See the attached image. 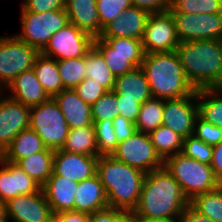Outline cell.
Here are the masks:
<instances>
[{
    "label": "cell",
    "instance_id": "cell-1",
    "mask_svg": "<svg viewBox=\"0 0 222 222\" xmlns=\"http://www.w3.org/2000/svg\"><path fill=\"white\" fill-rule=\"evenodd\" d=\"M189 205L179 183L165 167L145 175L132 218L151 222L177 221Z\"/></svg>",
    "mask_w": 222,
    "mask_h": 222
},
{
    "label": "cell",
    "instance_id": "cell-2",
    "mask_svg": "<svg viewBox=\"0 0 222 222\" xmlns=\"http://www.w3.org/2000/svg\"><path fill=\"white\" fill-rule=\"evenodd\" d=\"M175 51L195 90L222 88L221 39L180 42Z\"/></svg>",
    "mask_w": 222,
    "mask_h": 222
},
{
    "label": "cell",
    "instance_id": "cell-3",
    "mask_svg": "<svg viewBox=\"0 0 222 222\" xmlns=\"http://www.w3.org/2000/svg\"><path fill=\"white\" fill-rule=\"evenodd\" d=\"M96 174L103 184L108 207L129 212L136 208L146 173L105 155L98 157Z\"/></svg>",
    "mask_w": 222,
    "mask_h": 222
},
{
    "label": "cell",
    "instance_id": "cell-4",
    "mask_svg": "<svg viewBox=\"0 0 222 222\" xmlns=\"http://www.w3.org/2000/svg\"><path fill=\"white\" fill-rule=\"evenodd\" d=\"M141 68L153 98L177 99L196 91L186 78L176 51L145 54Z\"/></svg>",
    "mask_w": 222,
    "mask_h": 222
},
{
    "label": "cell",
    "instance_id": "cell-5",
    "mask_svg": "<svg viewBox=\"0 0 222 222\" xmlns=\"http://www.w3.org/2000/svg\"><path fill=\"white\" fill-rule=\"evenodd\" d=\"M164 167L179 183L189 201L195 196L204 194L221 185L210 165L190 158L182 152L168 157L164 161Z\"/></svg>",
    "mask_w": 222,
    "mask_h": 222
},
{
    "label": "cell",
    "instance_id": "cell-6",
    "mask_svg": "<svg viewBox=\"0 0 222 222\" xmlns=\"http://www.w3.org/2000/svg\"><path fill=\"white\" fill-rule=\"evenodd\" d=\"M93 46L104 57L115 77L141 67L145 55L142 40L133 38L97 37Z\"/></svg>",
    "mask_w": 222,
    "mask_h": 222
},
{
    "label": "cell",
    "instance_id": "cell-7",
    "mask_svg": "<svg viewBox=\"0 0 222 222\" xmlns=\"http://www.w3.org/2000/svg\"><path fill=\"white\" fill-rule=\"evenodd\" d=\"M29 128L52 150L62 149L69 131L66 119L53 98L30 107Z\"/></svg>",
    "mask_w": 222,
    "mask_h": 222
},
{
    "label": "cell",
    "instance_id": "cell-8",
    "mask_svg": "<svg viewBox=\"0 0 222 222\" xmlns=\"http://www.w3.org/2000/svg\"><path fill=\"white\" fill-rule=\"evenodd\" d=\"M20 14L22 31L15 35L40 52L48 44L53 34L69 23L65 9L34 13L26 11L21 6Z\"/></svg>",
    "mask_w": 222,
    "mask_h": 222
},
{
    "label": "cell",
    "instance_id": "cell-9",
    "mask_svg": "<svg viewBox=\"0 0 222 222\" xmlns=\"http://www.w3.org/2000/svg\"><path fill=\"white\" fill-rule=\"evenodd\" d=\"M40 51L13 36L0 37V92L23 71L32 69Z\"/></svg>",
    "mask_w": 222,
    "mask_h": 222
},
{
    "label": "cell",
    "instance_id": "cell-10",
    "mask_svg": "<svg viewBox=\"0 0 222 222\" xmlns=\"http://www.w3.org/2000/svg\"><path fill=\"white\" fill-rule=\"evenodd\" d=\"M112 156L146 174L164 167V161L157 154L149 134L143 132L137 131L118 143Z\"/></svg>",
    "mask_w": 222,
    "mask_h": 222
},
{
    "label": "cell",
    "instance_id": "cell-11",
    "mask_svg": "<svg viewBox=\"0 0 222 222\" xmlns=\"http://www.w3.org/2000/svg\"><path fill=\"white\" fill-rule=\"evenodd\" d=\"M171 13L179 42L222 38V13Z\"/></svg>",
    "mask_w": 222,
    "mask_h": 222
},
{
    "label": "cell",
    "instance_id": "cell-12",
    "mask_svg": "<svg viewBox=\"0 0 222 222\" xmlns=\"http://www.w3.org/2000/svg\"><path fill=\"white\" fill-rule=\"evenodd\" d=\"M93 41L92 36L68 23L53 34L41 53L55 60L83 57L93 47Z\"/></svg>",
    "mask_w": 222,
    "mask_h": 222
},
{
    "label": "cell",
    "instance_id": "cell-13",
    "mask_svg": "<svg viewBox=\"0 0 222 222\" xmlns=\"http://www.w3.org/2000/svg\"><path fill=\"white\" fill-rule=\"evenodd\" d=\"M172 13H151L148 17L142 46L145 54L175 51L179 46Z\"/></svg>",
    "mask_w": 222,
    "mask_h": 222
},
{
    "label": "cell",
    "instance_id": "cell-14",
    "mask_svg": "<svg viewBox=\"0 0 222 222\" xmlns=\"http://www.w3.org/2000/svg\"><path fill=\"white\" fill-rule=\"evenodd\" d=\"M199 108L196 91L191 96L166 99L162 125L169 127L184 139L194 135V127Z\"/></svg>",
    "mask_w": 222,
    "mask_h": 222
},
{
    "label": "cell",
    "instance_id": "cell-15",
    "mask_svg": "<svg viewBox=\"0 0 222 222\" xmlns=\"http://www.w3.org/2000/svg\"><path fill=\"white\" fill-rule=\"evenodd\" d=\"M7 219L13 222H52L53 212L42 188L5 202Z\"/></svg>",
    "mask_w": 222,
    "mask_h": 222
},
{
    "label": "cell",
    "instance_id": "cell-16",
    "mask_svg": "<svg viewBox=\"0 0 222 222\" xmlns=\"http://www.w3.org/2000/svg\"><path fill=\"white\" fill-rule=\"evenodd\" d=\"M2 93L0 92V152L3 153L17 134L29 128L30 107Z\"/></svg>",
    "mask_w": 222,
    "mask_h": 222
},
{
    "label": "cell",
    "instance_id": "cell-17",
    "mask_svg": "<svg viewBox=\"0 0 222 222\" xmlns=\"http://www.w3.org/2000/svg\"><path fill=\"white\" fill-rule=\"evenodd\" d=\"M41 186L25 173L18 164L0 160V200L4 203L18 195L38 192Z\"/></svg>",
    "mask_w": 222,
    "mask_h": 222
},
{
    "label": "cell",
    "instance_id": "cell-18",
    "mask_svg": "<svg viewBox=\"0 0 222 222\" xmlns=\"http://www.w3.org/2000/svg\"><path fill=\"white\" fill-rule=\"evenodd\" d=\"M98 157L54 150L53 174L81 182L96 174Z\"/></svg>",
    "mask_w": 222,
    "mask_h": 222
},
{
    "label": "cell",
    "instance_id": "cell-19",
    "mask_svg": "<svg viewBox=\"0 0 222 222\" xmlns=\"http://www.w3.org/2000/svg\"><path fill=\"white\" fill-rule=\"evenodd\" d=\"M150 13L132 6L103 27L100 37L142 40Z\"/></svg>",
    "mask_w": 222,
    "mask_h": 222
},
{
    "label": "cell",
    "instance_id": "cell-20",
    "mask_svg": "<svg viewBox=\"0 0 222 222\" xmlns=\"http://www.w3.org/2000/svg\"><path fill=\"white\" fill-rule=\"evenodd\" d=\"M64 9L69 23L93 38L100 37L103 27L100 24L96 0H65Z\"/></svg>",
    "mask_w": 222,
    "mask_h": 222
},
{
    "label": "cell",
    "instance_id": "cell-21",
    "mask_svg": "<svg viewBox=\"0 0 222 222\" xmlns=\"http://www.w3.org/2000/svg\"><path fill=\"white\" fill-rule=\"evenodd\" d=\"M78 182L52 173L41 187L53 214L74 211V200Z\"/></svg>",
    "mask_w": 222,
    "mask_h": 222
},
{
    "label": "cell",
    "instance_id": "cell-22",
    "mask_svg": "<svg viewBox=\"0 0 222 222\" xmlns=\"http://www.w3.org/2000/svg\"><path fill=\"white\" fill-rule=\"evenodd\" d=\"M53 99L63 113L69 129L82 128L93 124L91 105L85 103L74 89H64Z\"/></svg>",
    "mask_w": 222,
    "mask_h": 222
},
{
    "label": "cell",
    "instance_id": "cell-23",
    "mask_svg": "<svg viewBox=\"0 0 222 222\" xmlns=\"http://www.w3.org/2000/svg\"><path fill=\"white\" fill-rule=\"evenodd\" d=\"M8 89L12 92L7 95L9 98L29 107L39 105L50 98L37 80L33 69L20 73L6 88V91Z\"/></svg>",
    "mask_w": 222,
    "mask_h": 222
},
{
    "label": "cell",
    "instance_id": "cell-24",
    "mask_svg": "<svg viewBox=\"0 0 222 222\" xmlns=\"http://www.w3.org/2000/svg\"><path fill=\"white\" fill-rule=\"evenodd\" d=\"M107 207V196L97 174L78 182L74 200V211L91 214Z\"/></svg>",
    "mask_w": 222,
    "mask_h": 222
},
{
    "label": "cell",
    "instance_id": "cell-25",
    "mask_svg": "<svg viewBox=\"0 0 222 222\" xmlns=\"http://www.w3.org/2000/svg\"><path fill=\"white\" fill-rule=\"evenodd\" d=\"M113 91L117 99H136L141 105L152 98L146 75L141 67L116 77Z\"/></svg>",
    "mask_w": 222,
    "mask_h": 222
},
{
    "label": "cell",
    "instance_id": "cell-26",
    "mask_svg": "<svg viewBox=\"0 0 222 222\" xmlns=\"http://www.w3.org/2000/svg\"><path fill=\"white\" fill-rule=\"evenodd\" d=\"M47 147L39 135L32 129L22 130L15 136L12 143L4 150L2 157L9 162L17 163L29 155L44 151Z\"/></svg>",
    "mask_w": 222,
    "mask_h": 222
},
{
    "label": "cell",
    "instance_id": "cell-27",
    "mask_svg": "<svg viewBox=\"0 0 222 222\" xmlns=\"http://www.w3.org/2000/svg\"><path fill=\"white\" fill-rule=\"evenodd\" d=\"M54 150L46 148L20 159L16 164L41 187L53 173Z\"/></svg>",
    "mask_w": 222,
    "mask_h": 222
},
{
    "label": "cell",
    "instance_id": "cell-28",
    "mask_svg": "<svg viewBox=\"0 0 222 222\" xmlns=\"http://www.w3.org/2000/svg\"><path fill=\"white\" fill-rule=\"evenodd\" d=\"M37 80L50 98L64 90L60 79L57 60L43 55L41 52L37 56L32 67Z\"/></svg>",
    "mask_w": 222,
    "mask_h": 222
},
{
    "label": "cell",
    "instance_id": "cell-29",
    "mask_svg": "<svg viewBox=\"0 0 222 222\" xmlns=\"http://www.w3.org/2000/svg\"><path fill=\"white\" fill-rule=\"evenodd\" d=\"M199 116L205 121L222 128V88L196 90Z\"/></svg>",
    "mask_w": 222,
    "mask_h": 222
},
{
    "label": "cell",
    "instance_id": "cell-30",
    "mask_svg": "<svg viewBox=\"0 0 222 222\" xmlns=\"http://www.w3.org/2000/svg\"><path fill=\"white\" fill-rule=\"evenodd\" d=\"M62 150L88 156H100L96 144L94 124L82 128L69 129Z\"/></svg>",
    "mask_w": 222,
    "mask_h": 222
},
{
    "label": "cell",
    "instance_id": "cell-31",
    "mask_svg": "<svg viewBox=\"0 0 222 222\" xmlns=\"http://www.w3.org/2000/svg\"><path fill=\"white\" fill-rule=\"evenodd\" d=\"M86 78H90L107 91L114 89L116 77L112 74L101 53L93 46L85 56Z\"/></svg>",
    "mask_w": 222,
    "mask_h": 222
},
{
    "label": "cell",
    "instance_id": "cell-32",
    "mask_svg": "<svg viewBox=\"0 0 222 222\" xmlns=\"http://www.w3.org/2000/svg\"><path fill=\"white\" fill-rule=\"evenodd\" d=\"M149 136L157 154L163 161L174 154L182 152L184 138L167 126L160 125Z\"/></svg>",
    "mask_w": 222,
    "mask_h": 222
},
{
    "label": "cell",
    "instance_id": "cell-33",
    "mask_svg": "<svg viewBox=\"0 0 222 222\" xmlns=\"http://www.w3.org/2000/svg\"><path fill=\"white\" fill-rule=\"evenodd\" d=\"M165 100L150 98L146 100L140 108L137 119L136 130L145 134H150L163 122V109Z\"/></svg>",
    "mask_w": 222,
    "mask_h": 222
},
{
    "label": "cell",
    "instance_id": "cell-34",
    "mask_svg": "<svg viewBox=\"0 0 222 222\" xmlns=\"http://www.w3.org/2000/svg\"><path fill=\"white\" fill-rule=\"evenodd\" d=\"M189 204L210 220L222 222V184L211 191L195 196Z\"/></svg>",
    "mask_w": 222,
    "mask_h": 222
},
{
    "label": "cell",
    "instance_id": "cell-35",
    "mask_svg": "<svg viewBox=\"0 0 222 222\" xmlns=\"http://www.w3.org/2000/svg\"><path fill=\"white\" fill-rule=\"evenodd\" d=\"M58 70L64 89H74L86 78L85 56L57 60Z\"/></svg>",
    "mask_w": 222,
    "mask_h": 222
},
{
    "label": "cell",
    "instance_id": "cell-36",
    "mask_svg": "<svg viewBox=\"0 0 222 222\" xmlns=\"http://www.w3.org/2000/svg\"><path fill=\"white\" fill-rule=\"evenodd\" d=\"M169 11L197 15L222 13V0H170Z\"/></svg>",
    "mask_w": 222,
    "mask_h": 222
},
{
    "label": "cell",
    "instance_id": "cell-37",
    "mask_svg": "<svg viewBox=\"0 0 222 222\" xmlns=\"http://www.w3.org/2000/svg\"><path fill=\"white\" fill-rule=\"evenodd\" d=\"M92 123L110 120L119 115L117 93L107 91L97 102L91 105Z\"/></svg>",
    "mask_w": 222,
    "mask_h": 222
},
{
    "label": "cell",
    "instance_id": "cell-38",
    "mask_svg": "<svg viewBox=\"0 0 222 222\" xmlns=\"http://www.w3.org/2000/svg\"><path fill=\"white\" fill-rule=\"evenodd\" d=\"M96 144L100 156L112 155L117 148L113 122L102 120L94 123Z\"/></svg>",
    "mask_w": 222,
    "mask_h": 222
},
{
    "label": "cell",
    "instance_id": "cell-39",
    "mask_svg": "<svg viewBox=\"0 0 222 222\" xmlns=\"http://www.w3.org/2000/svg\"><path fill=\"white\" fill-rule=\"evenodd\" d=\"M182 153L201 163L210 165L213 155V146L208 145L195 135L184 139Z\"/></svg>",
    "mask_w": 222,
    "mask_h": 222
},
{
    "label": "cell",
    "instance_id": "cell-40",
    "mask_svg": "<svg viewBox=\"0 0 222 222\" xmlns=\"http://www.w3.org/2000/svg\"><path fill=\"white\" fill-rule=\"evenodd\" d=\"M96 5L102 27L133 6L131 0H96Z\"/></svg>",
    "mask_w": 222,
    "mask_h": 222
},
{
    "label": "cell",
    "instance_id": "cell-41",
    "mask_svg": "<svg viewBox=\"0 0 222 222\" xmlns=\"http://www.w3.org/2000/svg\"><path fill=\"white\" fill-rule=\"evenodd\" d=\"M194 135L208 145L215 146L222 141V128L198 116L195 122Z\"/></svg>",
    "mask_w": 222,
    "mask_h": 222
},
{
    "label": "cell",
    "instance_id": "cell-42",
    "mask_svg": "<svg viewBox=\"0 0 222 222\" xmlns=\"http://www.w3.org/2000/svg\"><path fill=\"white\" fill-rule=\"evenodd\" d=\"M74 91L85 103L90 105L97 102L107 92L105 88L90 78H85L74 88Z\"/></svg>",
    "mask_w": 222,
    "mask_h": 222
},
{
    "label": "cell",
    "instance_id": "cell-43",
    "mask_svg": "<svg viewBox=\"0 0 222 222\" xmlns=\"http://www.w3.org/2000/svg\"><path fill=\"white\" fill-rule=\"evenodd\" d=\"M132 212L107 207L89 214V222H131Z\"/></svg>",
    "mask_w": 222,
    "mask_h": 222
},
{
    "label": "cell",
    "instance_id": "cell-44",
    "mask_svg": "<svg viewBox=\"0 0 222 222\" xmlns=\"http://www.w3.org/2000/svg\"><path fill=\"white\" fill-rule=\"evenodd\" d=\"M22 7L29 12L42 13L65 8V0H23Z\"/></svg>",
    "mask_w": 222,
    "mask_h": 222
},
{
    "label": "cell",
    "instance_id": "cell-45",
    "mask_svg": "<svg viewBox=\"0 0 222 222\" xmlns=\"http://www.w3.org/2000/svg\"><path fill=\"white\" fill-rule=\"evenodd\" d=\"M112 122L117 144L128 139L137 132L136 125L122 116H116Z\"/></svg>",
    "mask_w": 222,
    "mask_h": 222
},
{
    "label": "cell",
    "instance_id": "cell-46",
    "mask_svg": "<svg viewBox=\"0 0 222 222\" xmlns=\"http://www.w3.org/2000/svg\"><path fill=\"white\" fill-rule=\"evenodd\" d=\"M119 104V116L133 122H137L141 104L136 99H117Z\"/></svg>",
    "mask_w": 222,
    "mask_h": 222
},
{
    "label": "cell",
    "instance_id": "cell-47",
    "mask_svg": "<svg viewBox=\"0 0 222 222\" xmlns=\"http://www.w3.org/2000/svg\"><path fill=\"white\" fill-rule=\"evenodd\" d=\"M132 5L151 13L165 12L170 8L169 0H131Z\"/></svg>",
    "mask_w": 222,
    "mask_h": 222
},
{
    "label": "cell",
    "instance_id": "cell-48",
    "mask_svg": "<svg viewBox=\"0 0 222 222\" xmlns=\"http://www.w3.org/2000/svg\"><path fill=\"white\" fill-rule=\"evenodd\" d=\"M52 222H89V214L78 211H62L53 214Z\"/></svg>",
    "mask_w": 222,
    "mask_h": 222
},
{
    "label": "cell",
    "instance_id": "cell-49",
    "mask_svg": "<svg viewBox=\"0 0 222 222\" xmlns=\"http://www.w3.org/2000/svg\"><path fill=\"white\" fill-rule=\"evenodd\" d=\"M216 179L222 184V141L213 146L212 161L210 164Z\"/></svg>",
    "mask_w": 222,
    "mask_h": 222
},
{
    "label": "cell",
    "instance_id": "cell-50",
    "mask_svg": "<svg viewBox=\"0 0 222 222\" xmlns=\"http://www.w3.org/2000/svg\"><path fill=\"white\" fill-rule=\"evenodd\" d=\"M178 222H215L207 216L199 213L190 204L182 211L178 217Z\"/></svg>",
    "mask_w": 222,
    "mask_h": 222
},
{
    "label": "cell",
    "instance_id": "cell-51",
    "mask_svg": "<svg viewBox=\"0 0 222 222\" xmlns=\"http://www.w3.org/2000/svg\"><path fill=\"white\" fill-rule=\"evenodd\" d=\"M0 222H8L5 203L0 200Z\"/></svg>",
    "mask_w": 222,
    "mask_h": 222
},
{
    "label": "cell",
    "instance_id": "cell-52",
    "mask_svg": "<svg viewBox=\"0 0 222 222\" xmlns=\"http://www.w3.org/2000/svg\"><path fill=\"white\" fill-rule=\"evenodd\" d=\"M131 222H151V221H146L139 218H132ZM164 222H178V221H164Z\"/></svg>",
    "mask_w": 222,
    "mask_h": 222
}]
</instances>
